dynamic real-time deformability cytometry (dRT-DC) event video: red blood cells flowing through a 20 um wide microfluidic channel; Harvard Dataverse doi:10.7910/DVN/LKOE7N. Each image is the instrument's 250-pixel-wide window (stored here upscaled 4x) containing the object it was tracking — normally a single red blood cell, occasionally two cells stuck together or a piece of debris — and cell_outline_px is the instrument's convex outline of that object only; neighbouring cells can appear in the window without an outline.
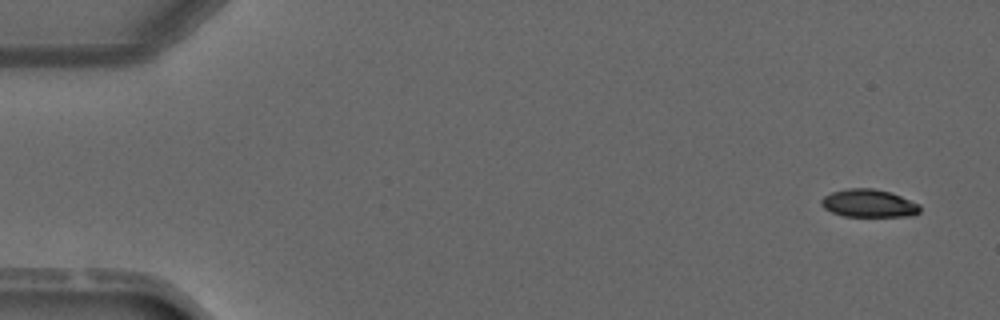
{"species": "common noctule bat (a hibernating species)", "species_latin": "Nyctalus noctula", "temperature_condition": "warm", "stored_images_in_passage": 5, "camera_frame_rate_fps": 3000, "um_per_image_px": 0.085, "animal": {"sex": "male", "forearm_length_mm": 52.5}, "frame": {"image": 1, "passage_image": 1, "time_ms": 0.0, "image_size_px": [1000, 320], "cell_outline_px": [[920, 212], [912, 216], [844, 216], [832, 212], [824, 208], [820, 204], [820, 200], [824, 196], [832, 192], [848, 188], [872, 188], [892, 192], [920, 204]], "centroid_in_image_um": [73.86, 17.28], "position_along_channel_um": 11.1, "area_um2": 16.13}}